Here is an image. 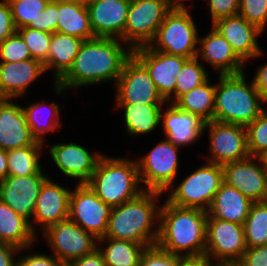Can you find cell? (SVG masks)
<instances>
[{
	"mask_svg": "<svg viewBox=\"0 0 267 266\" xmlns=\"http://www.w3.org/2000/svg\"><path fill=\"white\" fill-rule=\"evenodd\" d=\"M128 48V51H124L117 38L96 37L85 40L72 67L55 84L56 92L110 79L117 82L126 61L133 55V49Z\"/></svg>",
	"mask_w": 267,
	"mask_h": 266,
	"instance_id": "cell-1",
	"label": "cell"
},
{
	"mask_svg": "<svg viewBox=\"0 0 267 266\" xmlns=\"http://www.w3.org/2000/svg\"><path fill=\"white\" fill-rule=\"evenodd\" d=\"M159 211L158 247L175 255L188 249L183 257L205 255L207 211L175 206L168 201Z\"/></svg>",
	"mask_w": 267,
	"mask_h": 266,
	"instance_id": "cell-2",
	"label": "cell"
},
{
	"mask_svg": "<svg viewBox=\"0 0 267 266\" xmlns=\"http://www.w3.org/2000/svg\"><path fill=\"white\" fill-rule=\"evenodd\" d=\"M158 191L144 190L138 197L127 201L119 206L113 207L108 220L105 238L129 240L144 246L156 245L159 229L150 231L151 223L157 216L159 220V209L157 211L155 201L160 195Z\"/></svg>",
	"mask_w": 267,
	"mask_h": 266,
	"instance_id": "cell-3",
	"label": "cell"
},
{
	"mask_svg": "<svg viewBox=\"0 0 267 266\" xmlns=\"http://www.w3.org/2000/svg\"><path fill=\"white\" fill-rule=\"evenodd\" d=\"M219 77L220 83L216 84L215 89L213 120L246 127L263 112L259 103L263 98L253 83L247 85L243 72Z\"/></svg>",
	"mask_w": 267,
	"mask_h": 266,
	"instance_id": "cell-4",
	"label": "cell"
},
{
	"mask_svg": "<svg viewBox=\"0 0 267 266\" xmlns=\"http://www.w3.org/2000/svg\"><path fill=\"white\" fill-rule=\"evenodd\" d=\"M139 181L137 162L102 156L86 184L100 199L113 208L135 199L144 192L143 189L137 190Z\"/></svg>",
	"mask_w": 267,
	"mask_h": 266,
	"instance_id": "cell-5",
	"label": "cell"
},
{
	"mask_svg": "<svg viewBox=\"0 0 267 266\" xmlns=\"http://www.w3.org/2000/svg\"><path fill=\"white\" fill-rule=\"evenodd\" d=\"M155 40L159 43L158 47L152 44L148 46L170 55L190 59L197 57L200 52L195 49L198 42L197 29L186 8H172L166 14L152 42Z\"/></svg>",
	"mask_w": 267,
	"mask_h": 266,
	"instance_id": "cell-6",
	"label": "cell"
},
{
	"mask_svg": "<svg viewBox=\"0 0 267 266\" xmlns=\"http://www.w3.org/2000/svg\"><path fill=\"white\" fill-rule=\"evenodd\" d=\"M223 182V167L209 162L187 176L167 201L175 206L207 211Z\"/></svg>",
	"mask_w": 267,
	"mask_h": 266,
	"instance_id": "cell-7",
	"label": "cell"
},
{
	"mask_svg": "<svg viewBox=\"0 0 267 266\" xmlns=\"http://www.w3.org/2000/svg\"><path fill=\"white\" fill-rule=\"evenodd\" d=\"M172 9L167 1L131 0L122 39L132 41V49L153 41L166 14Z\"/></svg>",
	"mask_w": 267,
	"mask_h": 266,
	"instance_id": "cell-8",
	"label": "cell"
},
{
	"mask_svg": "<svg viewBox=\"0 0 267 266\" xmlns=\"http://www.w3.org/2000/svg\"><path fill=\"white\" fill-rule=\"evenodd\" d=\"M111 209L87 184L70 193L68 218L97 239L105 237Z\"/></svg>",
	"mask_w": 267,
	"mask_h": 266,
	"instance_id": "cell-9",
	"label": "cell"
},
{
	"mask_svg": "<svg viewBox=\"0 0 267 266\" xmlns=\"http://www.w3.org/2000/svg\"><path fill=\"white\" fill-rule=\"evenodd\" d=\"M117 104H163L147 68L132 55L117 82Z\"/></svg>",
	"mask_w": 267,
	"mask_h": 266,
	"instance_id": "cell-10",
	"label": "cell"
},
{
	"mask_svg": "<svg viewBox=\"0 0 267 266\" xmlns=\"http://www.w3.org/2000/svg\"><path fill=\"white\" fill-rule=\"evenodd\" d=\"M177 148L169 140H164L137 162L140 181L145 182L148 191L162 193L173 186L178 168Z\"/></svg>",
	"mask_w": 267,
	"mask_h": 266,
	"instance_id": "cell-11",
	"label": "cell"
},
{
	"mask_svg": "<svg viewBox=\"0 0 267 266\" xmlns=\"http://www.w3.org/2000/svg\"><path fill=\"white\" fill-rule=\"evenodd\" d=\"M43 232L55 251L54 255L63 264L89 255L97 249V238L69 218L49 226Z\"/></svg>",
	"mask_w": 267,
	"mask_h": 266,
	"instance_id": "cell-12",
	"label": "cell"
},
{
	"mask_svg": "<svg viewBox=\"0 0 267 266\" xmlns=\"http://www.w3.org/2000/svg\"><path fill=\"white\" fill-rule=\"evenodd\" d=\"M246 249L243 225L207 217L206 257L213 255L220 262L240 261Z\"/></svg>",
	"mask_w": 267,
	"mask_h": 266,
	"instance_id": "cell-13",
	"label": "cell"
},
{
	"mask_svg": "<svg viewBox=\"0 0 267 266\" xmlns=\"http://www.w3.org/2000/svg\"><path fill=\"white\" fill-rule=\"evenodd\" d=\"M208 127L213 155L211 159L209 158V162L223 166L250 156L245 126L212 120L205 123L204 128Z\"/></svg>",
	"mask_w": 267,
	"mask_h": 266,
	"instance_id": "cell-14",
	"label": "cell"
},
{
	"mask_svg": "<svg viewBox=\"0 0 267 266\" xmlns=\"http://www.w3.org/2000/svg\"><path fill=\"white\" fill-rule=\"evenodd\" d=\"M133 55L147 68L163 99L170 100L175 94L176 78L188 58L156 51L148 45L133 49Z\"/></svg>",
	"mask_w": 267,
	"mask_h": 266,
	"instance_id": "cell-15",
	"label": "cell"
},
{
	"mask_svg": "<svg viewBox=\"0 0 267 266\" xmlns=\"http://www.w3.org/2000/svg\"><path fill=\"white\" fill-rule=\"evenodd\" d=\"M252 157L223 165L224 182L239 190L253 202L267 201V169L261 157V166L251 161Z\"/></svg>",
	"mask_w": 267,
	"mask_h": 266,
	"instance_id": "cell-16",
	"label": "cell"
},
{
	"mask_svg": "<svg viewBox=\"0 0 267 266\" xmlns=\"http://www.w3.org/2000/svg\"><path fill=\"white\" fill-rule=\"evenodd\" d=\"M47 179L42 170L27 177L8 175L0 182V200L29 221L42 184Z\"/></svg>",
	"mask_w": 267,
	"mask_h": 266,
	"instance_id": "cell-17",
	"label": "cell"
},
{
	"mask_svg": "<svg viewBox=\"0 0 267 266\" xmlns=\"http://www.w3.org/2000/svg\"><path fill=\"white\" fill-rule=\"evenodd\" d=\"M130 3L131 0H91L87 9L95 37L121 39Z\"/></svg>",
	"mask_w": 267,
	"mask_h": 266,
	"instance_id": "cell-18",
	"label": "cell"
},
{
	"mask_svg": "<svg viewBox=\"0 0 267 266\" xmlns=\"http://www.w3.org/2000/svg\"><path fill=\"white\" fill-rule=\"evenodd\" d=\"M212 26L229 42L232 50L243 62L261 54L256 37L262 30L239 14L220 18Z\"/></svg>",
	"mask_w": 267,
	"mask_h": 266,
	"instance_id": "cell-19",
	"label": "cell"
},
{
	"mask_svg": "<svg viewBox=\"0 0 267 266\" xmlns=\"http://www.w3.org/2000/svg\"><path fill=\"white\" fill-rule=\"evenodd\" d=\"M36 142L23 108L8 99H0V148L8 151L31 146Z\"/></svg>",
	"mask_w": 267,
	"mask_h": 266,
	"instance_id": "cell-20",
	"label": "cell"
},
{
	"mask_svg": "<svg viewBox=\"0 0 267 266\" xmlns=\"http://www.w3.org/2000/svg\"><path fill=\"white\" fill-rule=\"evenodd\" d=\"M50 154L65 175L80 179L79 184L90 180L102 157L98 153L92 156L84 147L74 143L55 144L50 148Z\"/></svg>",
	"mask_w": 267,
	"mask_h": 266,
	"instance_id": "cell-21",
	"label": "cell"
},
{
	"mask_svg": "<svg viewBox=\"0 0 267 266\" xmlns=\"http://www.w3.org/2000/svg\"><path fill=\"white\" fill-rule=\"evenodd\" d=\"M71 191L51 182L48 178L41 187L33 217L42 224L43 230L66 220L69 217V198Z\"/></svg>",
	"mask_w": 267,
	"mask_h": 266,
	"instance_id": "cell-22",
	"label": "cell"
},
{
	"mask_svg": "<svg viewBox=\"0 0 267 266\" xmlns=\"http://www.w3.org/2000/svg\"><path fill=\"white\" fill-rule=\"evenodd\" d=\"M45 71L44 65L35 59L19 62H0V99L24 94L28 85Z\"/></svg>",
	"mask_w": 267,
	"mask_h": 266,
	"instance_id": "cell-23",
	"label": "cell"
},
{
	"mask_svg": "<svg viewBox=\"0 0 267 266\" xmlns=\"http://www.w3.org/2000/svg\"><path fill=\"white\" fill-rule=\"evenodd\" d=\"M253 203L239 190L223 182L207 209V217L243 225Z\"/></svg>",
	"mask_w": 267,
	"mask_h": 266,
	"instance_id": "cell-24",
	"label": "cell"
},
{
	"mask_svg": "<svg viewBox=\"0 0 267 266\" xmlns=\"http://www.w3.org/2000/svg\"><path fill=\"white\" fill-rule=\"evenodd\" d=\"M162 112L160 119L163 118V129L167 140L175 146L186 145L199 139L198 137L205 129V121L198 115L179 109L174 103L167 112Z\"/></svg>",
	"mask_w": 267,
	"mask_h": 266,
	"instance_id": "cell-25",
	"label": "cell"
},
{
	"mask_svg": "<svg viewBox=\"0 0 267 266\" xmlns=\"http://www.w3.org/2000/svg\"><path fill=\"white\" fill-rule=\"evenodd\" d=\"M201 44V56L211 63L215 68L220 69V75L238 74L243 72V61L232 50L229 42L214 28L202 39L198 38Z\"/></svg>",
	"mask_w": 267,
	"mask_h": 266,
	"instance_id": "cell-26",
	"label": "cell"
},
{
	"mask_svg": "<svg viewBox=\"0 0 267 266\" xmlns=\"http://www.w3.org/2000/svg\"><path fill=\"white\" fill-rule=\"evenodd\" d=\"M34 235L31 223L0 200V243L23 249L33 243Z\"/></svg>",
	"mask_w": 267,
	"mask_h": 266,
	"instance_id": "cell-27",
	"label": "cell"
},
{
	"mask_svg": "<svg viewBox=\"0 0 267 266\" xmlns=\"http://www.w3.org/2000/svg\"><path fill=\"white\" fill-rule=\"evenodd\" d=\"M84 42L75 36L55 32L52 34L47 62L44 64L45 71L50 67H55L56 83L72 67L74 58Z\"/></svg>",
	"mask_w": 267,
	"mask_h": 266,
	"instance_id": "cell-28",
	"label": "cell"
},
{
	"mask_svg": "<svg viewBox=\"0 0 267 266\" xmlns=\"http://www.w3.org/2000/svg\"><path fill=\"white\" fill-rule=\"evenodd\" d=\"M58 18L57 32L75 36L84 41L96 38L90 26L87 7L59 1Z\"/></svg>",
	"mask_w": 267,
	"mask_h": 266,
	"instance_id": "cell-29",
	"label": "cell"
},
{
	"mask_svg": "<svg viewBox=\"0 0 267 266\" xmlns=\"http://www.w3.org/2000/svg\"><path fill=\"white\" fill-rule=\"evenodd\" d=\"M203 84L181 95L174 104L181 110L198 115L205 122L213 120L216 86Z\"/></svg>",
	"mask_w": 267,
	"mask_h": 266,
	"instance_id": "cell-30",
	"label": "cell"
},
{
	"mask_svg": "<svg viewBox=\"0 0 267 266\" xmlns=\"http://www.w3.org/2000/svg\"><path fill=\"white\" fill-rule=\"evenodd\" d=\"M125 111V122L131 135L149 133L161 122L162 104H117Z\"/></svg>",
	"mask_w": 267,
	"mask_h": 266,
	"instance_id": "cell-31",
	"label": "cell"
},
{
	"mask_svg": "<svg viewBox=\"0 0 267 266\" xmlns=\"http://www.w3.org/2000/svg\"><path fill=\"white\" fill-rule=\"evenodd\" d=\"M109 245L105 250L100 248L106 266H138L145 249L144 246L129 240L106 238Z\"/></svg>",
	"mask_w": 267,
	"mask_h": 266,
	"instance_id": "cell-32",
	"label": "cell"
},
{
	"mask_svg": "<svg viewBox=\"0 0 267 266\" xmlns=\"http://www.w3.org/2000/svg\"><path fill=\"white\" fill-rule=\"evenodd\" d=\"M42 144L37 141L31 146L8 150V175L27 177L38 174L41 171L38 153Z\"/></svg>",
	"mask_w": 267,
	"mask_h": 266,
	"instance_id": "cell-33",
	"label": "cell"
},
{
	"mask_svg": "<svg viewBox=\"0 0 267 266\" xmlns=\"http://www.w3.org/2000/svg\"><path fill=\"white\" fill-rule=\"evenodd\" d=\"M243 227L247 248L267 245V201L252 204Z\"/></svg>",
	"mask_w": 267,
	"mask_h": 266,
	"instance_id": "cell-34",
	"label": "cell"
},
{
	"mask_svg": "<svg viewBox=\"0 0 267 266\" xmlns=\"http://www.w3.org/2000/svg\"><path fill=\"white\" fill-rule=\"evenodd\" d=\"M208 79L207 73L201 64L198 63V56L187 59L179 75L176 78L175 97L173 103L183 94L200 86Z\"/></svg>",
	"mask_w": 267,
	"mask_h": 266,
	"instance_id": "cell-35",
	"label": "cell"
},
{
	"mask_svg": "<svg viewBox=\"0 0 267 266\" xmlns=\"http://www.w3.org/2000/svg\"><path fill=\"white\" fill-rule=\"evenodd\" d=\"M51 0H11L9 2L12 19L16 29L35 22L39 13L42 12Z\"/></svg>",
	"mask_w": 267,
	"mask_h": 266,
	"instance_id": "cell-36",
	"label": "cell"
},
{
	"mask_svg": "<svg viewBox=\"0 0 267 266\" xmlns=\"http://www.w3.org/2000/svg\"><path fill=\"white\" fill-rule=\"evenodd\" d=\"M16 32L28 45L32 59L40 61L44 65L48 59L52 34L35 30L27 26L16 29Z\"/></svg>",
	"mask_w": 267,
	"mask_h": 266,
	"instance_id": "cell-37",
	"label": "cell"
},
{
	"mask_svg": "<svg viewBox=\"0 0 267 266\" xmlns=\"http://www.w3.org/2000/svg\"><path fill=\"white\" fill-rule=\"evenodd\" d=\"M248 152L252 157H261L267 151V113L262 112L246 126Z\"/></svg>",
	"mask_w": 267,
	"mask_h": 266,
	"instance_id": "cell-38",
	"label": "cell"
},
{
	"mask_svg": "<svg viewBox=\"0 0 267 266\" xmlns=\"http://www.w3.org/2000/svg\"><path fill=\"white\" fill-rule=\"evenodd\" d=\"M42 104H32L31 106H29L28 108H23V111L26 115V121H27V124L33 134V136L37 139V141H40L43 143V139L41 138L40 135L48 132V131H53L55 130L56 128H58L60 126V122H59V106L55 103H51V105L49 106L50 109H52L51 111H53L54 115L57 116L56 120L51 119V121H48L49 123L46 124V126L44 125V127L42 125H39V122L38 121L39 118L38 114L37 113L39 110L42 111V107H41Z\"/></svg>",
	"mask_w": 267,
	"mask_h": 266,
	"instance_id": "cell-39",
	"label": "cell"
},
{
	"mask_svg": "<svg viewBox=\"0 0 267 266\" xmlns=\"http://www.w3.org/2000/svg\"><path fill=\"white\" fill-rule=\"evenodd\" d=\"M0 58L3 60L2 62L12 63L31 59L32 56L28 45L15 32L1 44Z\"/></svg>",
	"mask_w": 267,
	"mask_h": 266,
	"instance_id": "cell-40",
	"label": "cell"
},
{
	"mask_svg": "<svg viewBox=\"0 0 267 266\" xmlns=\"http://www.w3.org/2000/svg\"><path fill=\"white\" fill-rule=\"evenodd\" d=\"M238 14L264 30L267 22V0H240Z\"/></svg>",
	"mask_w": 267,
	"mask_h": 266,
	"instance_id": "cell-41",
	"label": "cell"
},
{
	"mask_svg": "<svg viewBox=\"0 0 267 266\" xmlns=\"http://www.w3.org/2000/svg\"><path fill=\"white\" fill-rule=\"evenodd\" d=\"M182 257L153 245L145 249L138 266H178Z\"/></svg>",
	"mask_w": 267,
	"mask_h": 266,
	"instance_id": "cell-42",
	"label": "cell"
},
{
	"mask_svg": "<svg viewBox=\"0 0 267 266\" xmlns=\"http://www.w3.org/2000/svg\"><path fill=\"white\" fill-rule=\"evenodd\" d=\"M58 13L59 1H50L35 22H30L27 27L53 34L57 32Z\"/></svg>",
	"mask_w": 267,
	"mask_h": 266,
	"instance_id": "cell-43",
	"label": "cell"
},
{
	"mask_svg": "<svg viewBox=\"0 0 267 266\" xmlns=\"http://www.w3.org/2000/svg\"><path fill=\"white\" fill-rule=\"evenodd\" d=\"M209 6L214 23L220 18L238 15L240 0H209Z\"/></svg>",
	"mask_w": 267,
	"mask_h": 266,
	"instance_id": "cell-44",
	"label": "cell"
},
{
	"mask_svg": "<svg viewBox=\"0 0 267 266\" xmlns=\"http://www.w3.org/2000/svg\"><path fill=\"white\" fill-rule=\"evenodd\" d=\"M15 32L10 4L6 1L0 2V46Z\"/></svg>",
	"mask_w": 267,
	"mask_h": 266,
	"instance_id": "cell-45",
	"label": "cell"
},
{
	"mask_svg": "<svg viewBox=\"0 0 267 266\" xmlns=\"http://www.w3.org/2000/svg\"><path fill=\"white\" fill-rule=\"evenodd\" d=\"M239 262L243 266H267V245L247 248Z\"/></svg>",
	"mask_w": 267,
	"mask_h": 266,
	"instance_id": "cell-46",
	"label": "cell"
},
{
	"mask_svg": "<svg viewBox=\"0 0 267 266\" xmlns=\"http://www.w3.org/2000/svg\"><path fill=\"white\" fill-rule=\"evenodd\" d=\"M16 266H64V264L56 256L32 254L20 259L16 262Z\"/></svg>",
	"mask_w": 267,
	"mask_h": 266,
	"instance_id": "cell-47",
	"label": "cell"
},
{
	"mask_svg": "<svg viewBox=\"0 0 267 266\" xmlns=\"http://www.w3.org/2000/svg\"><path fill=\"white\" fill-rule=\"evenodd\" d=\"M64 266H106L103 254L97 248L89 255L68 261Z\"/></svg>",
	"mask_w": 267,
	"mask_h": 266,
	"instance_id": "cell-48",
	"label": "cell"
},
{
	"mask_svg": "<svg viewBox=\"0 0 267 266\" xmlns=\"http://www.w3.org/2000/svg\"><path fill=\"white\" fill-rule=\"evenodd\" d=\"M21 249L10 243H0V266H16L12 254Z\"/></svg>",
	"mask_w": 267,
	"mask_h": 266,
	"instance_id": "cell-49",
	"label": "cell"
},
{
	"mask_svg": "<svg viewBox=\"0 0 267 266\" xmlns=\"http://www.w3.org/2000/svg\"><path fill=\"white\" fill-rule=\"evenodd\" d=\"M252 83L261 97L264 98L267 95V64L260 67Z\"/></svg>",
	"mask_w": 267,
	"mask_h": 266,
	"instance_id": "cell-50",
	"label": "cell"
},
{
	"mask_svg": "<svg viewBox=\"0 0 267 266\" xmlns=\"http://www.w3.org/2000/svg\"><path fill=\"white\" fill-rule=\"evenodd\" d=\"M178 266H213V265L211 263V260L205 255H203L197 257H182Z\"/></svg>",
	"mask_w": 267,
	"mask_h": 266,
	"instance_id": "cell-51",
	"label": "cell"
},
{
	"mask_svg": "<svg viewBox=\"0 0 267 266\" xmlns=\"http://www.w3.org/2000/svg\"><path fill=\"white\" fill-rule=\"evenodd\" d=\"M7 151L0 148V182L8 176Z\"/></svg>",
	"mask_w": 267,
	"mask_h": 266,
	"instance_id": "cell-52",
	"label": "cell"
},
{
	"mask_svg": "<svg viewBox=\"0 0 267 266\" xmlns=\"http://www.w3.org/2000/svg\"><path fill=\"white\" fill-rule=\"evenodd\" d=\"M51 1H65L87 7L91 0H51Z\"/></svg>",
	"mask_w": 267,
	"mask_h": 266,
	"instance_id": "cell-53",
	"label": "cell"
},
{
	"mask_svg": "<svg viewBox=\"0 0 267 266\" xmlns=\"http://www.w3.org/2000/svg\"><path fill=\"white\" fill-rule=\"evenodd\" d=\"M215 266H243L239 261L233 262H219Z\"/></svg>",
	"mask_w": 267,
	"mask_h": 266,
	"instance_id": "cell-54",
	"label": "cell"
},
{
	"mask_svg": "<svg viewBox=\"0 0 267 266\" xmlns=\"http://www.w3.org/2000/svg\"><path fill=\"white\" fill-rule=\"evenodd\" d=\"M180 1L179 0H175V1L174 0H169V5L172 8H185V6Z\"/></svg>",
	"mask_w": 267,
	"mask_h": 266,
	"instance_id": "cell-55",
	"label": "cell"
},
{
	"mask_svg": "<svg viewBox=\"0 0 267 266\" xmlns=\"http://www.w3.org/2000/svg\"><path fill=\"white\" fill-rule=\"evenodd\" d=\"M261 159L263 160L264 166L267 169V151L261 156Z\"/></svg>",
	"mask_w": 267,
	"mask_h": 266,
	"instance_id": "cell-56",
	"label": "cell"
},
{
	"mask_svg": "<svg viewBox=\"0 0 267 266\" xmlns=\"http://www.w3.org/2000/svg\"><path fill=\"white\" fill-rule=\"evenodd\" d=\"M264 102H267V95L263 98L262 103H264ZM263 111L267 113V111H265V109H263Z\"/></svg>",
	"mask_w": 267,
	"mask_h": 266,
	"instance_id": "cell-57",
	"label": "cell"
}]
</instances>
